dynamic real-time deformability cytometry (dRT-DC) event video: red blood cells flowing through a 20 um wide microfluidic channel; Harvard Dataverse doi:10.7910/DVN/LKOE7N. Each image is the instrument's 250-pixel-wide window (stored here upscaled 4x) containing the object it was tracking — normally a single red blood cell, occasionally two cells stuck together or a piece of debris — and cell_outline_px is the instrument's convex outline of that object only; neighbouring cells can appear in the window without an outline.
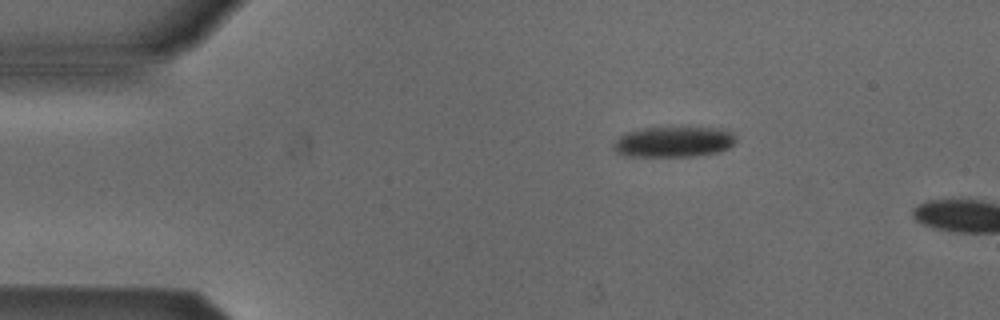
{"species": "Egyptian fruit bat (a non-hibernating species)", "species_latin": "Rousettus aegyptiacus", "temperature_condition": "cold", "stored_images_in_passage": 2, "camera_frame_rate_fps": 3000, "um_per_image_px": 0.085, "animal": {"sex": "male"}, "frame": {"image": 1, "passage_image": 1, "time_ms": 0.0, "image_size_px": [1000, 320], "cell_outline_px": [[736, 144], [720, 152], [696, 156], [624, 156], [616, 152], [612, 148], [612, 144], [620, 136], [628, 132], [644, 128], [716, 128], [732, 132], [736, 136]], "centroid_in_image_um": [57.28, 12.07], "position_along_channel_um": 27.7, "area_um2": 21.85}}